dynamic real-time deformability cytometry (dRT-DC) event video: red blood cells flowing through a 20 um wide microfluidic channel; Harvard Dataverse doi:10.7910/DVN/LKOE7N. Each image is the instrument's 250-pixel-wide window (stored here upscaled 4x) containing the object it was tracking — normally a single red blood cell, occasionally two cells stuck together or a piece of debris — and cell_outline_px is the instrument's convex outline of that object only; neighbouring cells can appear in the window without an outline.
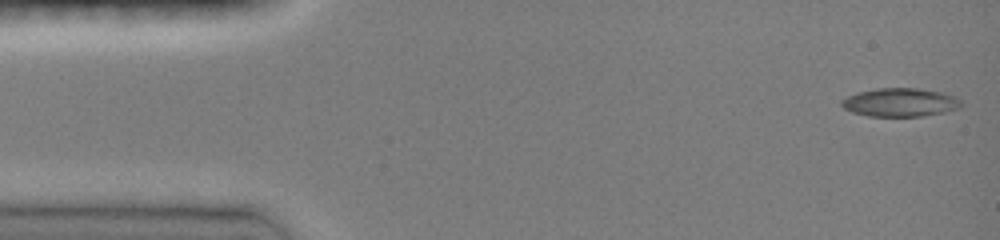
{"species": "common noctule bat (a hibernating species)", "species_latin": "Nyctalus noctula", "temperature_condition": "room temperature", "stored_images_in_passage": 46, "camera_frame_rate_fps": 3000, "um_per_image_px": 0.085, "animal": {"sex": "female", "body_mass_g": 19.0, "forearm_length_mm": 51.5}, "frame": {"image": 1, "passage_image": 1, "time_ms": 0.0, "image_size_px": [1000, 240], "cell_outline_px": [[964, 104], [960, 108], [944, 112], [924, 116], [868, 116], [852, 112], [844, 108], [840, 104], [840, 100], [856, 92], [876, 88], [920, 88], [940, 92], [952, 96], [960, 100]], "centroid_in_image_um": [76.49, 8.7], "position_along_channel_um": 8.5, "area_um2": 19.94}}
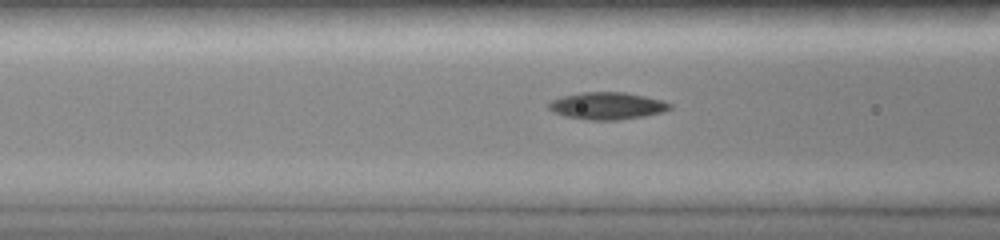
{"frame": {"image": 2, "passage_image": 17, "time_ms": 5.333, "image_size_px": [1000, 240], "cell_outline_px": [[672, 108], [664, 112], [644, 116], [616, 120], [588, 120], [564, 116], [552, 112], [548, 108], [548, 104], [552, 100], [564, 96], [580, 92], [624, 92], [644, 96], [660, 100], [672, 104]], "centroid_in_image_um": [51.6, 9.0], "position_along_channel_um": 115.0, "area_um2": 19.19}}
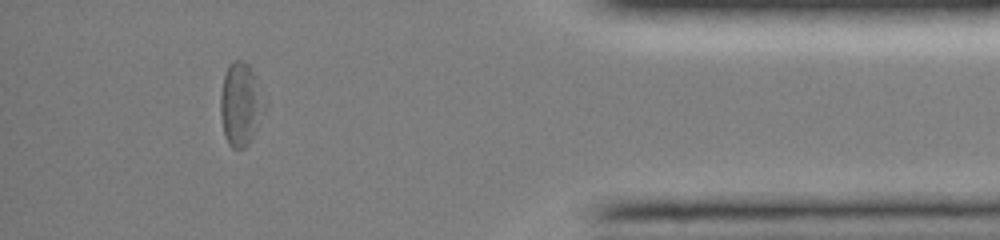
{"frame": {"image": 3, "passage_image": 41, "time_ms": 13.333, "image_size_px": [1000, 240], "cell_outline_px": [[264, 108], [252, 136], [248, 144], [244, 148], [232, 148], [228, 144], [224, 132], [220, 116], [220, 96], [224, 76], [228, 64], [232, 60], [244, 60], [248, 64], [252, 72], [264, 100]], "centroid_in_image_um": [20.4, 8.84], "position_along_channel_um": 414.8, "area_um2": 20.75}, "authors_computed_cell_mechanics": {"area_um2": 19.1896, "velocity_mm_per_s": 4.1299, "shape_relaxation_time_tau1_ms": null, "shape_relaxation_time_tau2_ms": 7.7267, "deformation_change_tau1": null, "deformation_change_tau2": 0.1399}}